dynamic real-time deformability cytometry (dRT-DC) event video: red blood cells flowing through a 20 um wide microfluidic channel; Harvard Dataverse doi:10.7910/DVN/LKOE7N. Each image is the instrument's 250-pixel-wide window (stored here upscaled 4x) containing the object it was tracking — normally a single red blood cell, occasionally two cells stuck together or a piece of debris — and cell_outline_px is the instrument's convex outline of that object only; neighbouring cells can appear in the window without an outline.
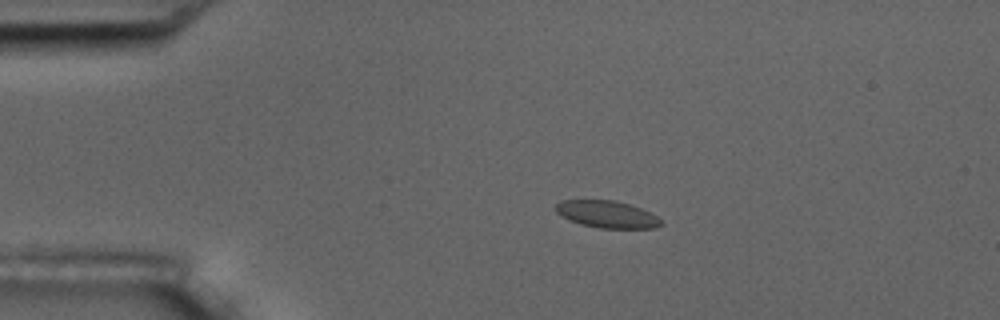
{"species": "common noctule bat (a hibernating species)", "species_latin": "Nyctalus noctula", "temperature_condition": "room temperature", "stored_images_in_passage": 8, "camera_frame_rate_fps": 3000, "um_per_image_px": 0.085, "animal": {"sex": "male", "body_mass_g": 17.5, "forearm_length_mm": 52.3}, "frame": {"image": 1, "passage_image": 4, "time_ms": 1.0, "image_size_px": [1000, 320], "cell_outline_px": [[664, 224], [656, 228], [600, 228], [580, 224], [568, 220], [556, 212], [556, 204], [560, 200], [616, 200], [640, 208], [656, 216]], "centroid_in_image_um": [51.57, 18.22], "position_along_channel_um": 33.4, "area_um2": 16.59}}